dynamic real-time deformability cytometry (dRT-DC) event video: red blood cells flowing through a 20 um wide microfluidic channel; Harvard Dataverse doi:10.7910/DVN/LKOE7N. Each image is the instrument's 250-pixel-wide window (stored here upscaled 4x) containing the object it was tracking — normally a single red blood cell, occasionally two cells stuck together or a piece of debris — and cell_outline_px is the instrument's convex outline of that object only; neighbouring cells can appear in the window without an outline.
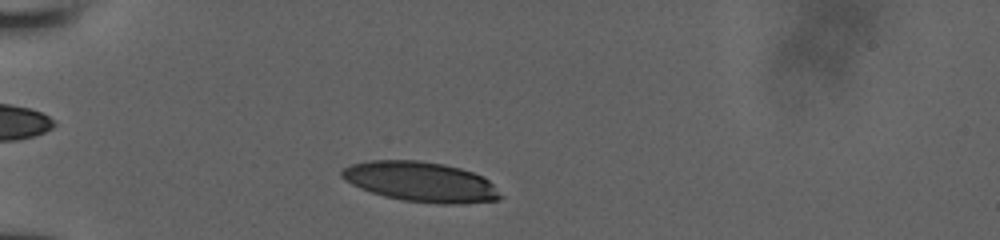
{"species": "human", "species_latin": "Homo sapiens", "temperature_condition": "room temperature", "stored_images_in_passage": 12, "camera_frame_rate_fps": 3000, "um_per_image_px": 0.085, "donor": {"sex": "male"}, "frame": {"image": 1, "passage_image": 2, "time_ms": 0.667, "image_size_px": [1000, 240], "cell_outline_px": [[504, 196], [500, 200], [460, 204], [440, 204], [400, 200], [384, 196], [360, 188], [352, 184], [340, 176], [340, 172], [344, 168], [352, 164], [368, 160], [416, 160], [444, 164], [460, 168], [484, 176]], "centroid_in_image_um": [35.79, 15.46], "position_along_channel_um": 49.2, "area_um2": 37.11}}
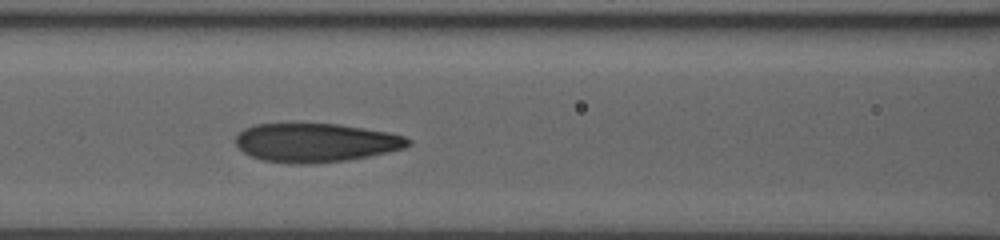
{"frame": {"image": 2, "passage_image": 8, "time_ms": 3.667, "image_size_px": [1000, 240], "cell_outline_px": [[412, 144], [404, 148], [368, 156], [348, 160], [304, 164], [296, 164], [264, 160], [252, 156], [244, 152], [236, 144], [236, 136], [244, 128], [256, 124], [340, 124], [388, 132], [404, 136], [412, 140]], "centroid_in_image_um": [26.86, 12.12], "position_along_channel_um": 139.7, "area_um2": 38.73}}
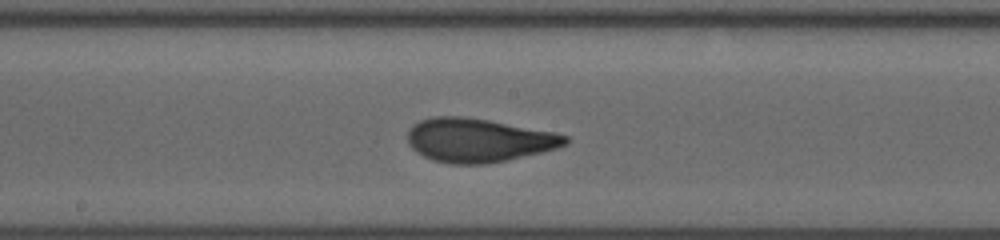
{"frame": {"image": 3, "passage_image": 11, "time_ms": 5.333, "image_size_px": [1000, 240], "cell_outline_px": [[572, 140], [568, 144], [556, 148], [508, 160], [488, 164], [452, 164], [432, 160], [416, 152], [408, 144], [408, 128], [412, 124], [420, 120], [436, 116], [464, 116], [488, 120], [556, 132], [568, 136]], "centroid_in_image_um": [40.67, 11.91], "position_along_channel_um": 207.5, "area_um2": 40.46}}